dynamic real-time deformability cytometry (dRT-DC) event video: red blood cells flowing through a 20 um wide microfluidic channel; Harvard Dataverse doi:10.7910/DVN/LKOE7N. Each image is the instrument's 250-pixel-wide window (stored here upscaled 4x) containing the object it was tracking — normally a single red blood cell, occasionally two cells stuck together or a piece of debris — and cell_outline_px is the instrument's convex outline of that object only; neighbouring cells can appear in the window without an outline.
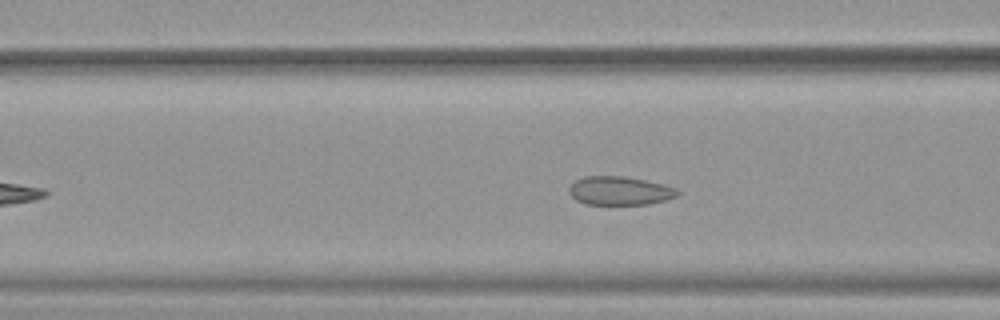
{"species": "common noctule bat (a hibernating species)", "species_latin": "Nyctalus noctula", "temperature_condition": "warm", "stored_images_in_passage": 37, "camera_frame_rate_fps": 3000, "um_per_image_px": 0.085, "animal": {"sex": "female", "body_mass_g": 19.9}, "frame": {"image": 1, "passage_image": 9, "time_ms": 2.667, "image_size_px": [1000, 320], "cell_outline_px": [[680, 192], [676, 196], [664, 200], [648, 204], [584, 204], [576, 200], [568, 192], [568, 188], [576, 180], [584, 176], [624, 176], [664, 184], [676, 188]], "centroid_in_image_um": [52.65, 16.21], "position_along_channel_um": 113.9, "area_um2": 18.03}}
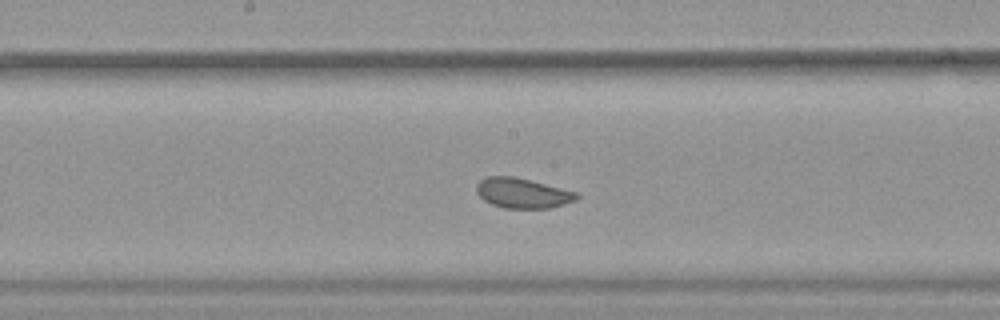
{"frame": {"image": 2, "passage_image": 16, "time_ms": 5.0, "image_size_px": [1000, 320], "cell_outline_px": [[580, 196], [576, 200], [564, 204], [548, 208], [504, 208], [492, 204], [484, 200], [476, 192], [476, 184], [484, 176], [516, 176], [580, 192]], "centroid_in_image_um": [44.44, 16.39], "position_along_channel_um": 203.8, "area_um2": 17.86}}
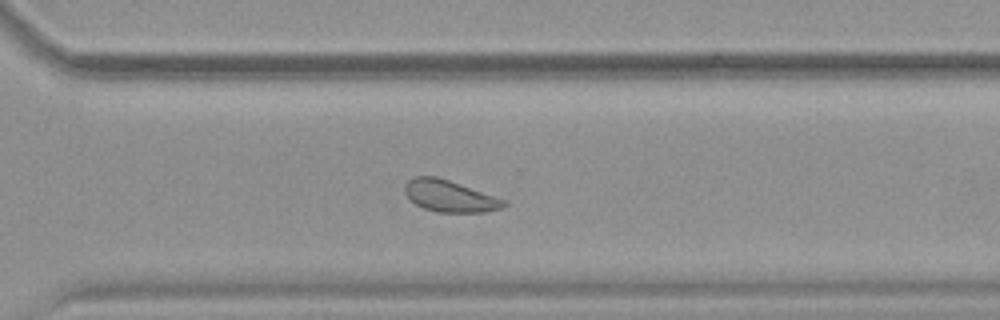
{"frame": {"image": 3, "passage_image": 26, "time_ms": 8.333, "image_size_px": [1000, 320], "cell_outline_px": [[508, 204], [504, 208], [484, 212], [436, 212], [424, 208], [416, 204], [404, 192], [404, 184], [408, 180], [416, 176], [436, 176], [508, 200]], "centroid_in_image_um": [38.26, 16.67], "position_along_channel_um": 332.3, "area_um2": 18.32}, "authors_computed_cell_mechanics": {"area_um2": 18.496, "velocity_mm_per_s": 3.8542, "shape_relaxation_time_tau1_ms": 2.1543, "shape_relaxation_time_tau2_ms": null, "deformation_change_tau1": 0.0484, "deformation_change_tau2": null}}